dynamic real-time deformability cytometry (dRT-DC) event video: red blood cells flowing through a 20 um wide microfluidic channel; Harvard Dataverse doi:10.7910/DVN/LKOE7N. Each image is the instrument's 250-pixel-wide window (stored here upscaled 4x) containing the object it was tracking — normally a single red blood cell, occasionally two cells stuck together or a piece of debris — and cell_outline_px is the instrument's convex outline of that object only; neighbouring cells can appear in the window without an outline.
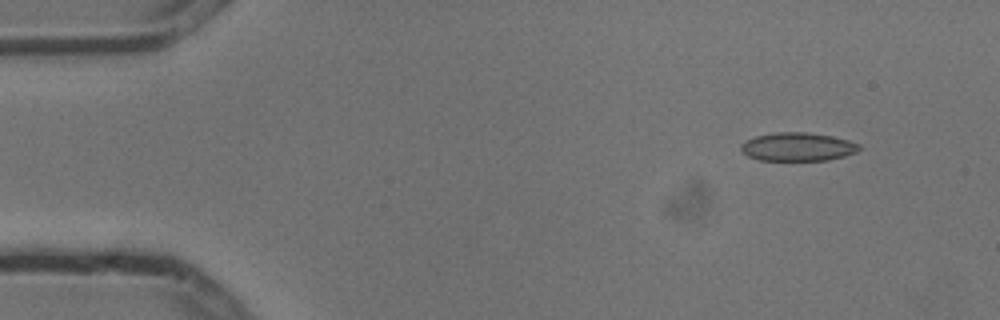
{"species": "common noctule bat (a hibernating species)", "species_latin": "Nyctalus noctula", "temperature_condition": "cold", "stored_images_in_passage": 4, "camera_frame_rate_fps": 3000, "um_per_image_px": 0.085, "animal": {"sex": "male", "body_mass_g": 13.3}, "frame": {"image": 1, "passage_image": 1, "time_ms": 0.0, "image_size_px": [1000, 320], "cell_outline_px": [[860, 148], [856, 152], [844, 156], [828, 160], [760, 160], [748, 156], [740, 148], [740, 144], [744, 140], [756, 136], [776, 132], [804, 132], [832, 136], [848, 140], [860, 144]], "centroid_in_image_um": [67.79, 12.47], "position_along_channel_um": 17.2, "area_um2": 19.54}}
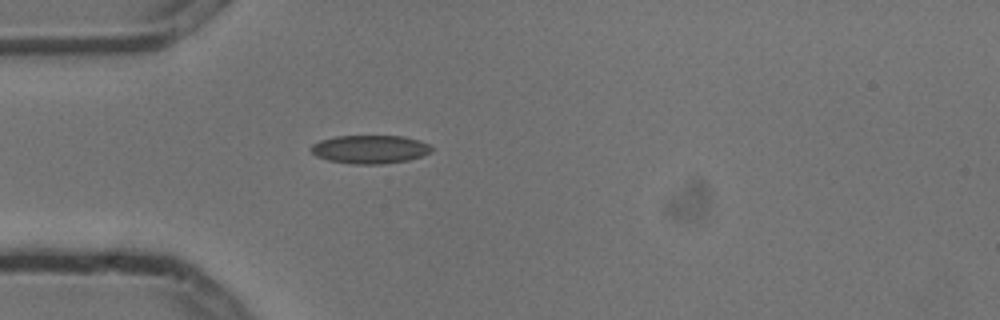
{"frame": {"image": 2, "passage_image": 4, "time_ms": 1.0, "image_size_px": [1000, 320], "cell_outline_px": [[432, 152], [408, 160], [380, 164], [352, 164], [328, 160], [316, 156], [308, 148], [312, 144], [320, 140], [336, 136], [404, 136], [420, 140], [428, 144], [432, 148]], "centroid_in_image_um": [31.42, 12.68], "position_along_channel_um": 53.6, "area_um2": 20.0}}